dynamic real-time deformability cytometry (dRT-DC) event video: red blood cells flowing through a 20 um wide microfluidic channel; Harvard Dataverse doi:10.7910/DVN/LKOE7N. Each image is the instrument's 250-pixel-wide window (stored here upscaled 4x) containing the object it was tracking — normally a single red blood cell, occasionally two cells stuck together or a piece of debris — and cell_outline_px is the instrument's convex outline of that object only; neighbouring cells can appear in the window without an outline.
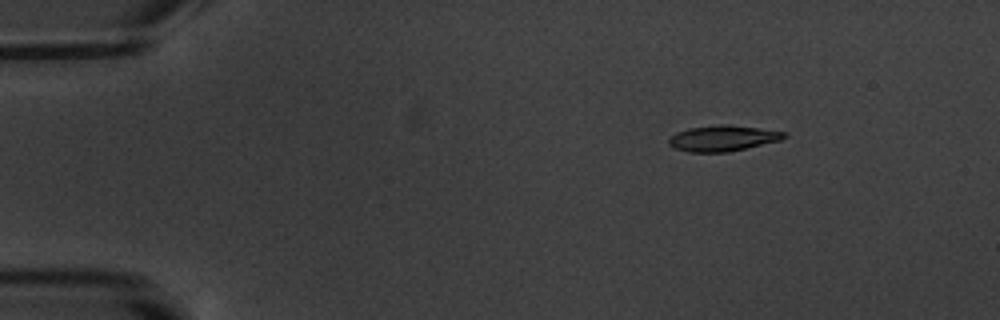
{"species": "common noctule bat (a hibernating species)", "species_latin": "Nyctalus noctula", "temperature_condition": "warm", "stored_images_in_passage": 3, "camera_frame_rate_fps": 3000, "um_per_image_px": 0.085, "animal": {"sex": "male", "body_mass_g": 20.1, "forearm_length_mm": 53.5}, "frame": {"image": 1, "passage_image": 1, "time_ms": 0.0, "image_size_px": [1000, 320], "cell_outline_px": [[788, 136], [780, 140], [728, 152], [688, 152], [676, 148], [668, 144], [668, 140], [676, 132], [688, 128], [720, 124], [728, 124], [784, 132]], "centroid_in_image_um": [61.4, 11.75], "position_along_channel_um": 23.6, "area_um2": 17.11}}